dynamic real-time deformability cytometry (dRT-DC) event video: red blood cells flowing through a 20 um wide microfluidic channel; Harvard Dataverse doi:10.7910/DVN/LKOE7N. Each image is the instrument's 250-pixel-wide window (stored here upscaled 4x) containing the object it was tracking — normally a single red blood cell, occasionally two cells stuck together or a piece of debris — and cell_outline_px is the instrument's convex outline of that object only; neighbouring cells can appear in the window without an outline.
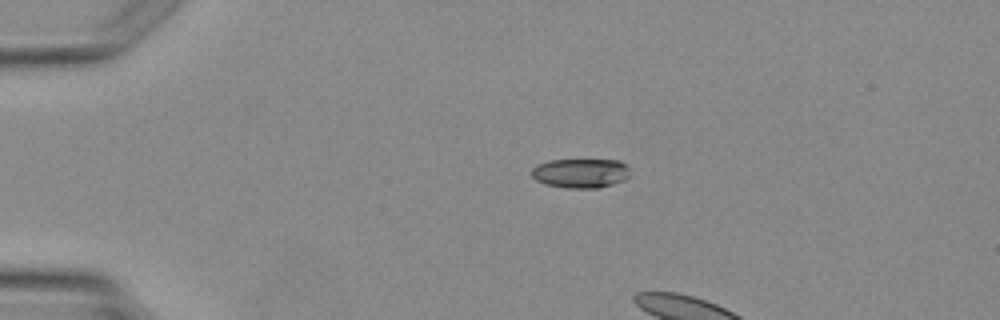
{"species": "Egyptian fruit bat (a non-hibernating species)", "species_latin": "Rousettus aegyptiacus", "temperature_condition": "warm", "stored_images_in_passage": 3, "camera_frame_rate_fps": 3000, "um_per_image_px": 0.085, "animal": {"sex": "female"}, "frame": {"image": 1, "passage_image": 1, "time_ms": 0.0, "image_size_px": [1000, 320], "cell_outline_px": [[632, 176], [624, 180], [600, 188], [564, 188], [544, 184], [536, 180], [532, 176], [532, 168], [536, 164], [548, 160], [620, 160], [628, 164]], "centroid_in_image_um": [49.39, 14.72], "position_along_channel_um": 35.6, "area_um2": 17.28}}